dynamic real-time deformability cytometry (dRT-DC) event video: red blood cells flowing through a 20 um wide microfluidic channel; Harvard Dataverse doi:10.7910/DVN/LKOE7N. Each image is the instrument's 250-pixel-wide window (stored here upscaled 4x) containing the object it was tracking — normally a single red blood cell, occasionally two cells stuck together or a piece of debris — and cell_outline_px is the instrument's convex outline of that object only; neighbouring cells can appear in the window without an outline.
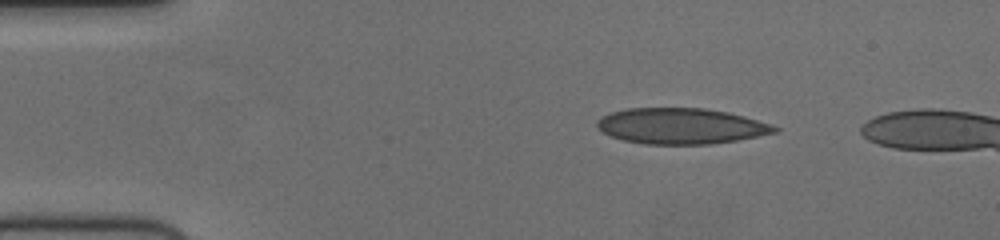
{"species": "human", "species_latin": "Homo sapiens", "temperature_condition": "cold", "stored_images_in_passage": 44, "camera_frame_rate_fps": 3000, "um_per_image_px": 0.085, "donor": {"sex": "female"}, "frame": {"image": 1, "passage_image": 1, "time_ms": 0.0, "image_size_px": [1000, 240], "cell_outline_px": [[780, 128], [776, 132], [736, 140], [708, 144], [644, 144], [624, 140], [612, 136], [604, 132], [596, 124], [596, 120], [600, 116], [608, 112], [628, 108], [704, 108], [728, 112], [744, 116], [772, 124]], "centroid_in_image_um": [57.86, 10.7], "position_along_channel_um": 27.1, "area_um2": 36.99}}
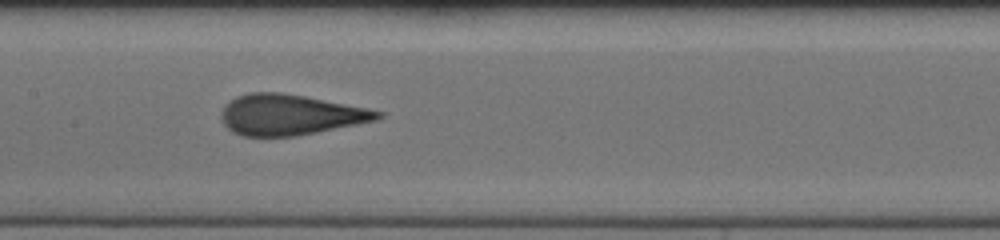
{"frame": {"image": 2, "passage_image": 19, "time_ms": 6.0, "image_size_px": [1000, 240], "cell_outline_px": [[384, 116], [376, 120], [316, 132], [292, 136], [244, 136], [232, 132], [224, 124], [220, 116], [220, 112], [236, 96], [248, 92], [280, 92], [304, 96], [368, 108], [384, 112]], "centroid_in_image_um": [24.65, 9.75], "position_along_channel_um": 182.8, "area_um2": 36.7}}
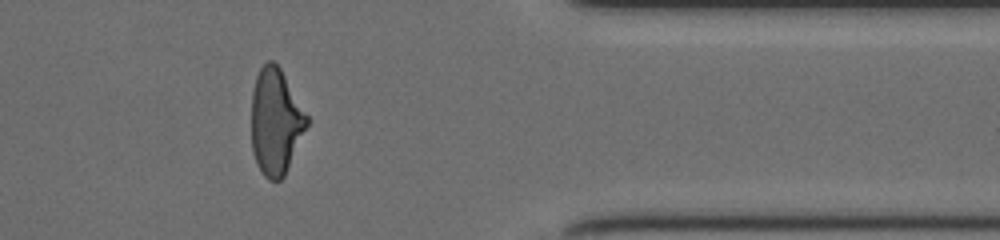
{"frame": {"image": 3, "passage_image": 37, "time_ms": 12.0, "image_size_px": [1000, 240], "cell_outline_px": [[312, 120], [284, 176], [280, 180], [268, 180], [264, 176], [256, 164], [252, 152], [252, 92], [256, 76], [260, 68], [268, 60], [272, 60], [280, 68]], "centroid_in_image_um": [23.47, 10.35], "position_along_channel_um": 387.9, "area_um2": 34.85}}